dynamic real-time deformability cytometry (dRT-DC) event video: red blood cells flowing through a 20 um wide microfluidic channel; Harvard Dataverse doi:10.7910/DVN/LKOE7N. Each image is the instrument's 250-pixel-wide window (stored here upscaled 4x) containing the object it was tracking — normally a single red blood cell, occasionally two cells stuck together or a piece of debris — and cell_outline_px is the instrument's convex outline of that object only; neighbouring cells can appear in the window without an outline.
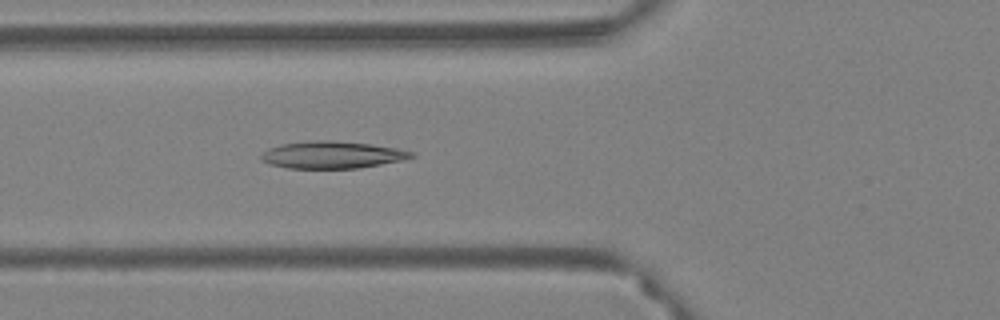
{"species": "Egyptian fruit bat (a non-hibernating species)", "species_latin": "Rousettus aegyptiacus", "temperature_condition": "warm", "stored_images_in_passage": 50, "camera_frame_rate_fps": 3000, "um_per_image_px": 0.085, "animal": {"sex": "female"}, "frame": {"image": 1, "passage_image": 13, "time_ms": 4.0, "image_size_px": [1000, 320], "cell_outline_px": [[416, 156], [404, 160], [356, 168], [288, 168], [268, 164], [260, 160], [260, 156], [268, 148], [280, 144], [316, 140], [332, 140], [372, 144], [396, 148], [412, 152]], "centroid_in_image_um": [28.2, 13.16], "position_along_channel_um": 97.6, "area_um2": 23.76}}
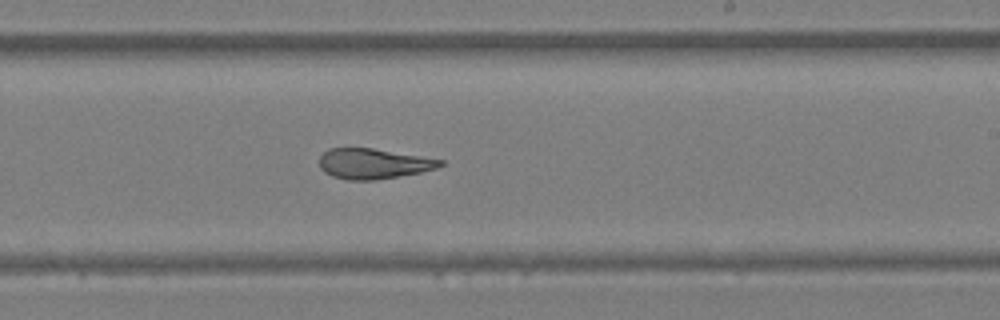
{"frame": {"image": 2, "passage_image": 27, "time_ms": 8.667, "image_size_px": [1000, 320], "cell_outline_px": [[444, 164], [436, 168], [420, 172], [400, 176], [376, 180], [348, 180], [332, 176], [324, 172], [320, 168], [320, 156], [328, 148], [372, 148], [444, 160]], "centroid_in_image_um": [31.72, 13.91], "position_along_channel_um": 257.3, "area_um2": 21.27}}
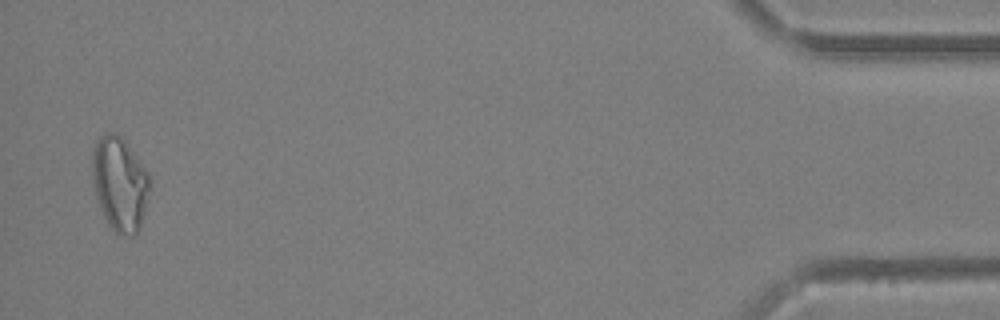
{"frame": {"image": 3, "passage_image": 49, "time_ms": 16.0, "image_size_px": [1000, 320], "cell_outline_px": [[152, 184], [140, 228], [136, 236], [120, 236], [108, 224], [100, 208], [92, 184], [92, 152], [100, 136], [108, 132], [116, 132], [124, 140], [148, 172], [152, 180]], "centroid_in_image_um": [10.2, 15.65], "position_along_channel_um": 425.0, "area_um2": 31.91}, "authors_computed_cell_mechanics": {"area_um2": 24.4783, "velocity_mm_per_s": 3.4205, "shape_relaxation_time_tau1_ms": null, "shape_relaxation_time_tau2_ms": 2.3073, "deformation_change_tau1": null, "deformation_change_tau2": 0.1022}}